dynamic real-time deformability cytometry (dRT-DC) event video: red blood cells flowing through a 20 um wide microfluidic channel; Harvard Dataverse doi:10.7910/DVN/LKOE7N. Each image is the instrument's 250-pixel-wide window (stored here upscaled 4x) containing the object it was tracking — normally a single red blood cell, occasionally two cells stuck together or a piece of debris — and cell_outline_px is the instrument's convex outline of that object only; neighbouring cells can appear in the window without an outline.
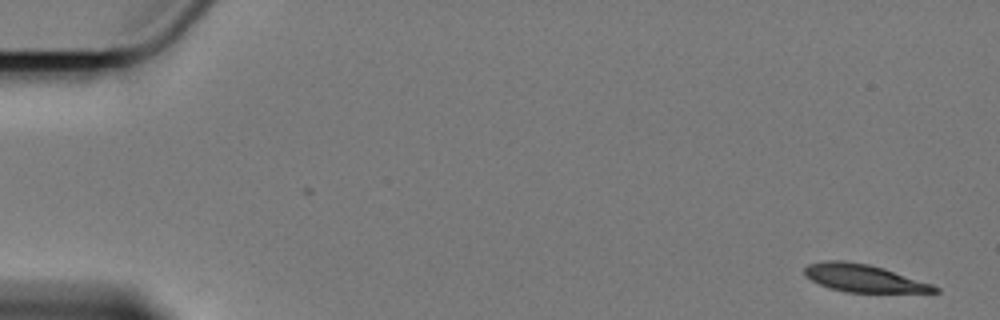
{"species": "Egyptian fruit bat (a non-hibernating species)", "species_latin": "Rousettus aegyptiacus", "temperature_condition": "cold", "stored_images_in_passage": 6, "camera_frame_rate_fps": 3000, "um_per_image_px": 0.085, "animal": {"sex": "female"}, "frame": {"image": 1, "passage_image": 1, "time_ms": 0.0, "image_size_px": [1000, 320], "cell_outline_px": [[940, 292], [848, 292], [832, 288], [820, 284], [812, 280], [804, 272], [804, 268], [808, 264], [828, 260], [844, 260], [868, 264], [884, 268], [932, 284], [940, 288]], "centroid_in_image_um": [73.44, 23.63], "position_along_channel_um": 11.6, "area_um2": 20.63}}